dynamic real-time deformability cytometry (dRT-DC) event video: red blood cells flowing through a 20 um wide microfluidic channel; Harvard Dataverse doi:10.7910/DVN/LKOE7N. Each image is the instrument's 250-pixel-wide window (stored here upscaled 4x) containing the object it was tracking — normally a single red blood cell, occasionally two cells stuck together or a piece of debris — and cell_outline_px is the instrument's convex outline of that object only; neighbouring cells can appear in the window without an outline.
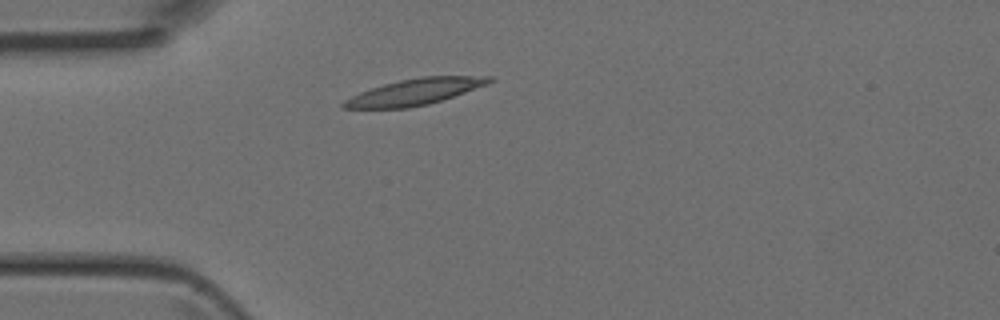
{"species": "Egyptian fruit bat (a non-hibernating species)", "species_latin": "Rousettus aegyptiacus", "temperature_condition": "room temperature", "stored_images_in_passage": 2, "camera_frame_rate_fps": 3000, "um_per_image_px": 0.085, "animal": {"sex": "female"}, "frame": {"image": 1, "passage_image": 2, "time_ms": 0.333, "image_size_px": [1000, 320], "cell_outline_px": [[496, 80], [488, 84], [428, 104], [408, 108], [344, 108], [340, 104], [344, 100], [360, 92], [384, 84], [400, 80], [420, 76], [492, 76]], "centroid_in_image_um": [35.27, 7.79], "position_along_channel_um": 49.7, "area_um2": 21.96}}